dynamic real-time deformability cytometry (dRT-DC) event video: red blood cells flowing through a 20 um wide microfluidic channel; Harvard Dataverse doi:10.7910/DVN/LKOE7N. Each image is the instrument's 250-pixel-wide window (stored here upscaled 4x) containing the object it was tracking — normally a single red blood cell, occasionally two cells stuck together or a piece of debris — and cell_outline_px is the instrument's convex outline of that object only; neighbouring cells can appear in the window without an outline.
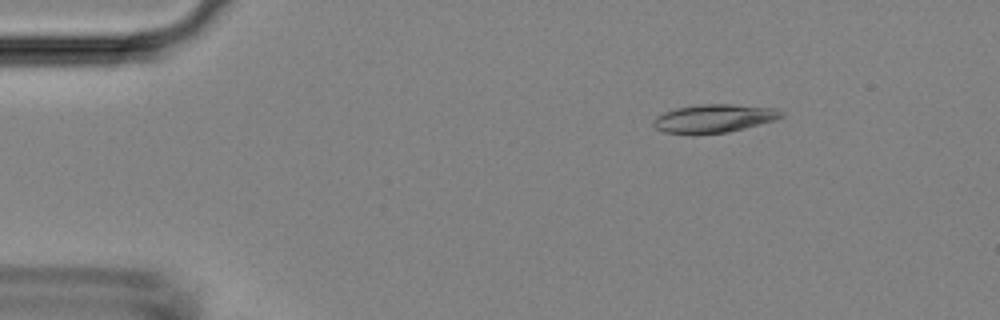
{"species": "Egyptian fruit bat (a non-hibernating species)", "species_latin": "Rousettus aegyptiacus", "temperature_condition": "room temperature", "stored_images_in_passage": 6, "camera_frame_rate_fps": 3000, "um_per_image_px": 0.085, "animal": {"sex": "female"}, "frame": {"image": 1, "passage_image": 2, "time_ms": 1.333, "image_size_px": [1000, 320], "cell_outline_px": [[784, 116], [776, 120], [728, 132], [692, 136], [664, 132], [656, 128], [652, 124], [652, 120], [656, 116], [664, 112], [676, 108], [696, 104], [732, 104], [780, 108], [784, 112]], "centroid_in_image_um": [60.68, 10.08], "position_along_channel_um": 24.3, "area_um2": 21.79}}
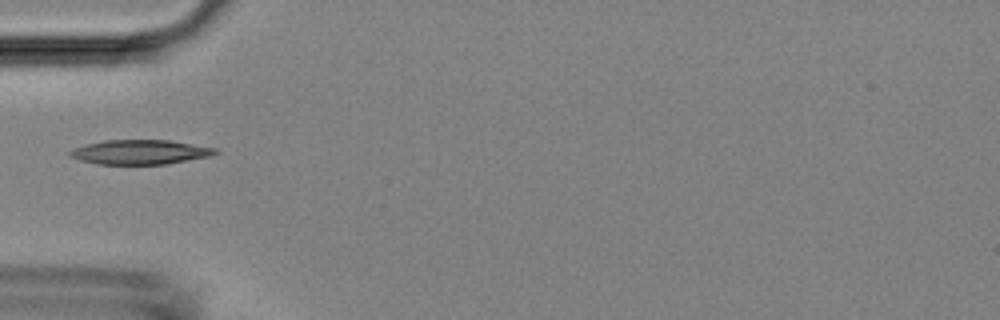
{"frame": {"image": 2, "passage_image": 4, "time_ms": 4.333, "image_size_px": [1000, 320], "cell_outline_px": [[220, 152], [212, 156], [168, 164], [96, 164], [80, 160], [68, 156], [68, 152], [76, 148], [88, 144], [104, 140], [168, 140], [216, 148]], "centroid_in_image_um": [11.94, 12.93], "position_along_channel_um": 73.1, "area_um2": 20.75}}
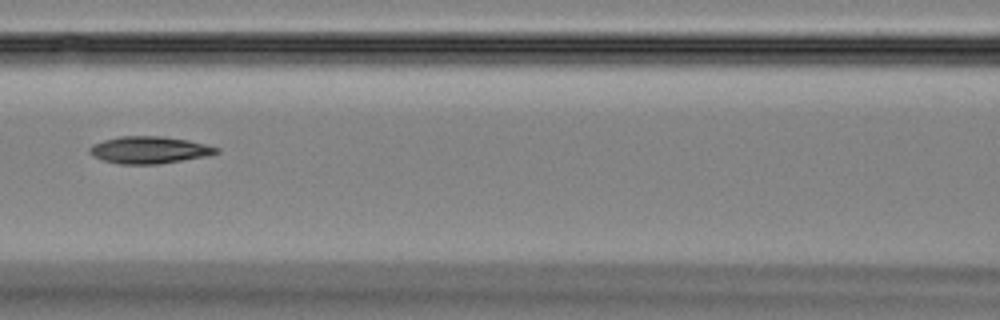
{"frame": {"image": 3, "passage_image": 6, "time_ms": 6.333, "image_size_px": [1000, 320], "cell_outline_px": [[220, 152], [208, 156], [160, 164], [120, 164], [100, 160], [92, 156], [88, 152], [88, 148], [92, 144], [104, 140], [120, 136], [160, 136], [188, 140], [220, 148]], "centroid_in_image_um": [12.66, 12.75], "position_along_channel_um": 153.9, "area_um2": 20.23}}